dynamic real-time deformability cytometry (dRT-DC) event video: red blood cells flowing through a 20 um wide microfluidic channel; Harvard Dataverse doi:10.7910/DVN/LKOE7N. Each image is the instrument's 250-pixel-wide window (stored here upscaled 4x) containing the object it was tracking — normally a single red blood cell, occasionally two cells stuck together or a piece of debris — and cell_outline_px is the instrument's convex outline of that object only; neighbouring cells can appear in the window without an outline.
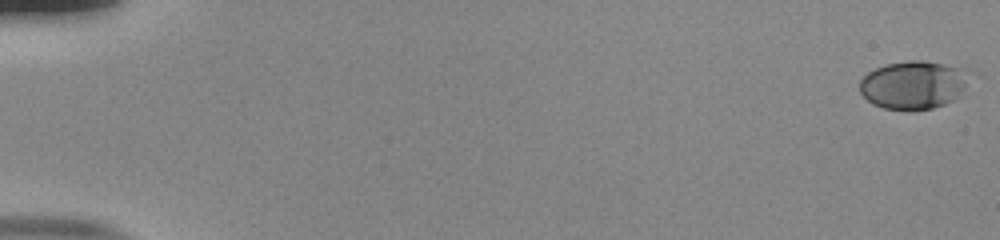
{"species": "human", "species_latin": "Homo sapiens", "temperature_condition": "room temperature", "stored_images_in_passage": 55, "camera_frame_rate_fps": 3000, "um_per_image_px": 0.085, "donor": {"sex": "male"}, "frame": {"image": 1, "passage_image": 1, "time_ms": 0.0, "image_size_px": [1000, 240], "cell_outline_px": [[964, 88], [952, 100], [944, 104], [932, 108], [908, 112], [884, 108], [872, 104], [860, 92], [860, 80], [868, 72], [884, 64], [908, 60], [924, 60], [944, 64], [956, 68], [964, 84]], "centroid_in_image_um": [77.47, 7.25], "position_along_channel_um": 7.5, "area_um2": 30.06}}
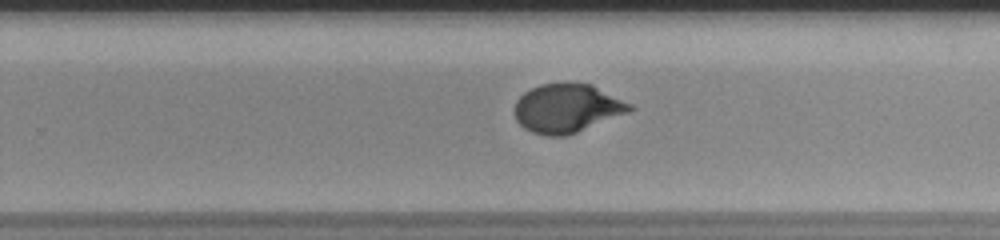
{"frame": {"image": 2, "passage_image": 37, "time_ms": 12.0, "image_size_px": [1000, 240], "cell_outline_px": [[636, 108], [628, 112], [576, 132], [564, 136], [548, 136], [532, 132], [524, 128], [516, 120], [512, 112], [516, 100], [524, 92], [540, 84], [592, 84], [632, 104]], "centroid_in_image_um": [48.16, 9.21], "position_along_channel_um": 281.6, "area_um2": 32.48}}
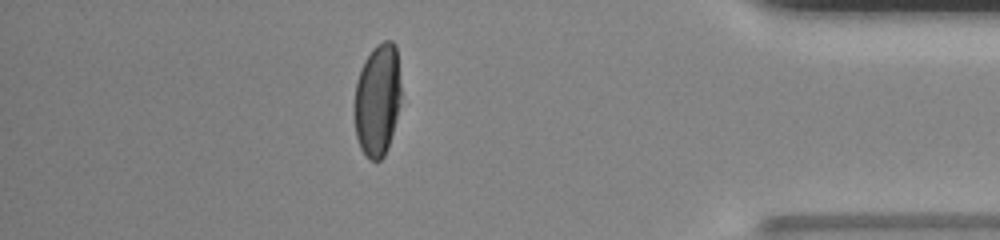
{"frame": {"image": 3, "passage_image": 49, "time_ms": 16.0, "image_size_px": [1000, 240], "cell_outline_px": [[400, 104], [396, 120], [388, 148], [384, 156], [380, 160], [368, 160], [360, 148], [356, 136], [356, 80], [360, 68], [364, 60], [372, 48], [376, 44], [384, 40], [392, 40], [396, 44], [400, 84]], "centroid_in_image_um": [32.1, 8.47], "position_along_channel_um": 403.1, "area_um2": 30.58}, "authors_computed_cell_mechanics": {"area_um2": 31.4432, "velocity_mm_per_s": 3.8272, "shape_relaxation_time_tau1_ms": 4.601, "shape_relaxation_time_tau2_ms": null, "deformation_change_tau1": 0.1831, "deformation_change_tau2": null}}